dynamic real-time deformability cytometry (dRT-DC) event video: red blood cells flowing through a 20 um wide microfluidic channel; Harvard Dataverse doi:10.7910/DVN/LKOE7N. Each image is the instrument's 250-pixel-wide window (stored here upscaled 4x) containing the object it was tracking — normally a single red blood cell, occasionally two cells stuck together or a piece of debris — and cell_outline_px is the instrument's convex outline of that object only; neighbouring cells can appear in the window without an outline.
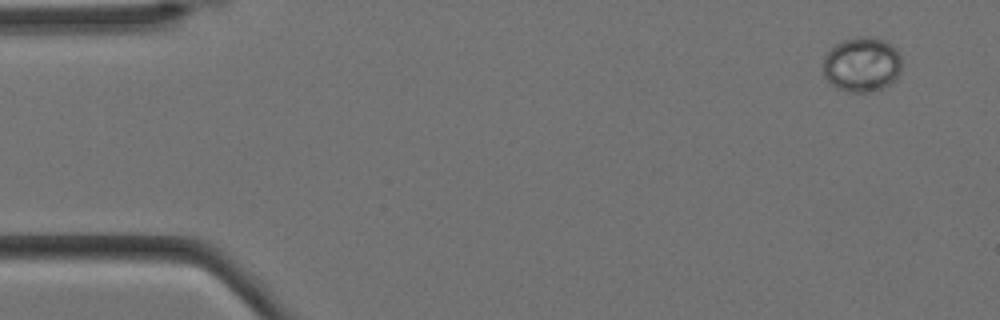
{"species": "Egyptian fruit bat (a non-hibernating species)", "species_latin": "Rousettus aegyptiacus", "temperature_condition": "cold", "stored_images_in_passage": 4, "camera_frame_rate_fps": 3000, "um_per_image_px": 0.085, "animal": {"sex": "female"}, "frame": {"image": 1, "passage_image": 1, "time_ms": 0.0, "image_size_px": [1000, 320], "cell_outline_px": [[900, 72], [896, 80], [880, 88], [868, 92], [848, 92], [836, 88], [824, 76], [824, 56], [840, 40], [856, 36], [872, 36], [884, 40], [896, 48], [900, 52]], "centroid_in_image_um": [73.26, 5.46], "position_along_channel_um": 11.7, "area_um2": 25.26}}